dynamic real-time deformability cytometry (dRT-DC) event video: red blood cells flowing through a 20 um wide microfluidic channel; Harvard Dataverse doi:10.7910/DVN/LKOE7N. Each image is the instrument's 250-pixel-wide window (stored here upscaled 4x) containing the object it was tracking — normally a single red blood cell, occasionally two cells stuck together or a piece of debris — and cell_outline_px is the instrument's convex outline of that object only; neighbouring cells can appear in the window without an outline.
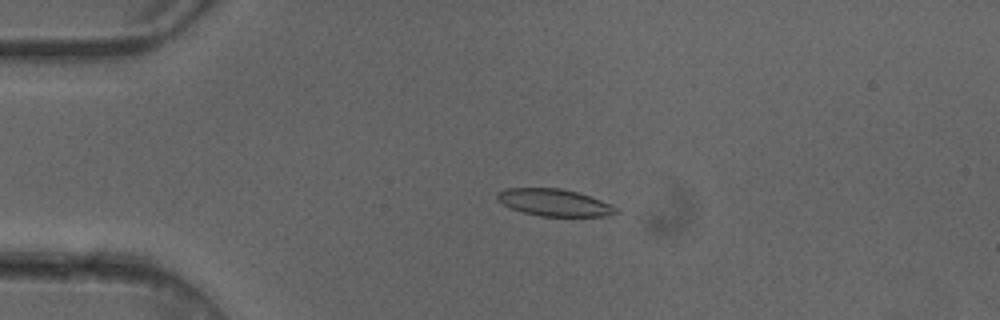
{"species": "common noctule bat (a hibernating species)", "species_latin": "Nyctalus noctula", "temperature_condition": "cold", "stored_images_in_passage": 3, "camera_frame_rate_fps": 3000, "um_per_image_px": 0.085, "animal": {"sex": "female"}, "frame": {"image": 1, "passage_image": 3, "time_ms": 0.667, "image_size_px": [1000, 320], "cell_outline_px": [[620, 212], [608, 216], [540, 216], [524, 212], [512, 208], [504, 204], [496, 196], [496, 192], [504, 188], [560, 188], [576, 192], [600, 200], [620, 208]], "centroid_in_image_um": [47.15, 17.22], "position_along_channel_um": 37.9, "area_um2": 18.61}}